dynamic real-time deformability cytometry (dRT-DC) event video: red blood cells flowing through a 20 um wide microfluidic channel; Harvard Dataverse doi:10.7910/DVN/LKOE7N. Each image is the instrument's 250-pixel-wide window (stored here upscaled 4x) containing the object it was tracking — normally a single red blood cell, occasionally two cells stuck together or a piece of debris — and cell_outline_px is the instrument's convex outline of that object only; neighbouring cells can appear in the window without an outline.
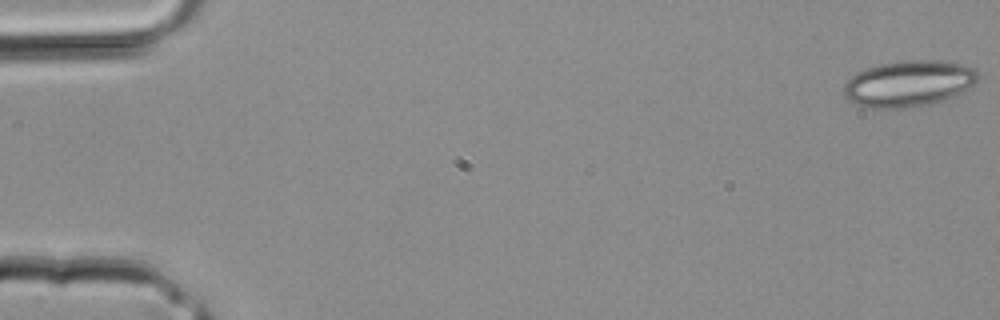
{"species": "common noctule bat (a hibernating species)", "species_latin": "Nyctalus noctula", "temperature_condition": "room temperature", "stored_images_in_passage": 4, "camera_frame_rate_fps": 3000, "um_per_image_px": 0.085, "animal": {"sex": "male", "body_mass_g": 20.4}, "frame": {"image": 1, "passage_image": 1, "time_ms": 0.0, "image_size_px": [1000, 320], "cell_outline_px": [[980, 76], [964, 92], [944, 100], [928, 104], [904, 108], [864, 108], [848, 100], [844, 96], [844, 84], [856, 72], [864, 68], [880, 64], [900, 60], [936, 60], [964, 64], [976, 68]], "centroid_in_image_um": [77.23, 7.09], "position_along_channel_um": 7.8, "area_um2": 36.47}}